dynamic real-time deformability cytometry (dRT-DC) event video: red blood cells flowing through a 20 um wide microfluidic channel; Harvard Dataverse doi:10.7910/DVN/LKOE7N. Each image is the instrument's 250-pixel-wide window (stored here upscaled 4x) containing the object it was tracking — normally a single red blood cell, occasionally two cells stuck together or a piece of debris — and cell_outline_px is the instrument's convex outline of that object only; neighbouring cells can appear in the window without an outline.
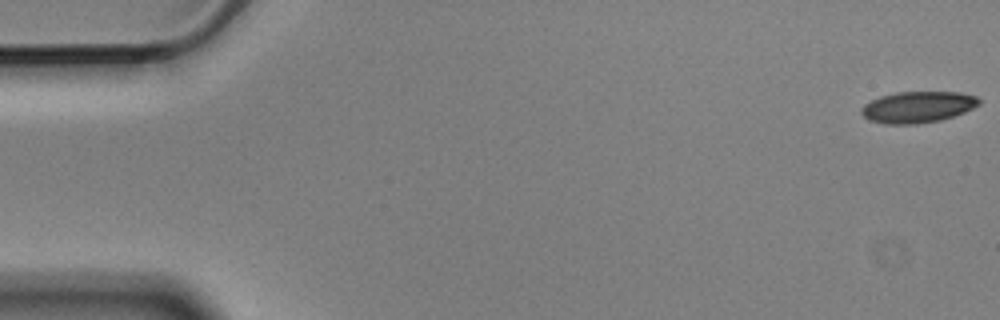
{"species": "Egyptian fruit bat (a non-hibernating species)", "species_latin": "Rousettus aegyptiacus", "temperature_condition": "cold", "stored_images_in_passage": 9, "camera_frame_rate_fps": 3000, "um_per_image_px": 0.085, "animal": {"sex": "male"}, "frame": {"image": 1, "passage_image": 1, "time_ms": 0.0, "image_size_px": [1000, 320], "cell_outline_px": [[980, 104], [964, 112], [940, 120], [916, 124], [884, 124], [868, 120], [860, 112], [860, 108], [864, 104], [880, 96], [896, 92], [960, 92], [976, 96], [980, 100]], "centroid_in_image_um": [77.98, 9.1], "position_along_channel_um": 7.0, "area_um2": 21.5}}
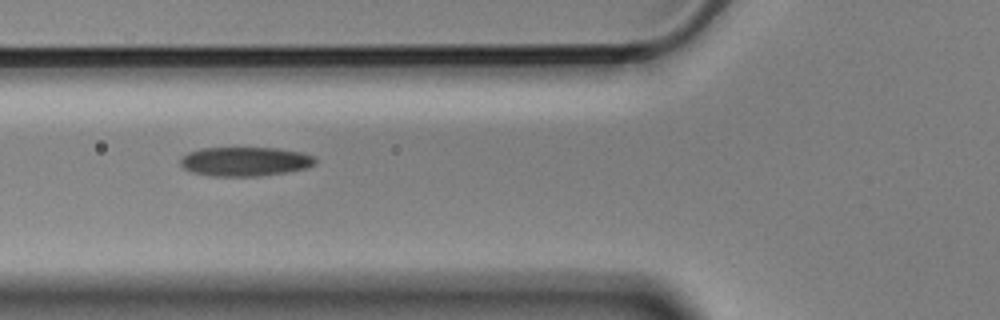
{"frame": {"image": 2, "passage_image": 6, "time_ms": 1.667, "image_size_px": [1000, 320], "cell_outline_px": [[316, 164], [308, 168], [288, 172], [260, 176], [212, 176], [192, 172], [184, 168], [180, 164], [180, 160], [188, 152], [200, 148], [276, 148], [304, 152], [312, 156], [316, 160]], "centroid_in_image_um": [20.86, 13.73], "position_along_channel_um": 104.9, "area_um2": 23.06}}
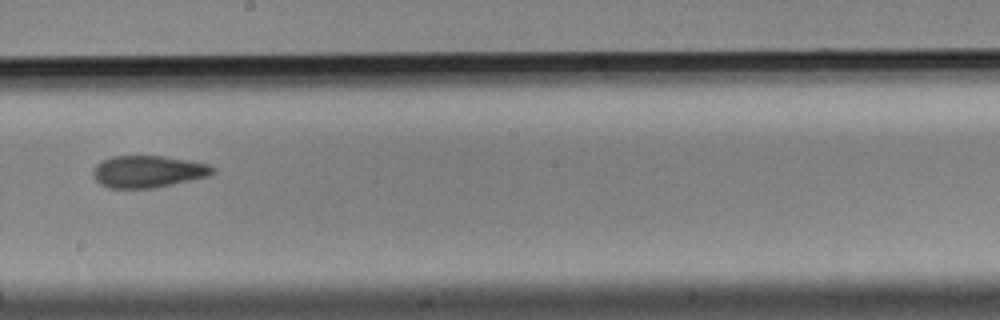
{"frame": {"image": 3, "passage_image": 9, "time_ms": 2.667, "image_size_px": [1000, 320], "cell_outline_px": [[216, 172], [208, 176], [156, 188], [108, 188], [100, 184], [92, 176], [92, 168], [100, 160], [112, 156], [164, 156], [188, 160], [208, 164], [216, 168]], "centroid_in_image_um": [12.55, 14.58], "position_along_channel_um": 235.6, "area_um2": 22.6}}